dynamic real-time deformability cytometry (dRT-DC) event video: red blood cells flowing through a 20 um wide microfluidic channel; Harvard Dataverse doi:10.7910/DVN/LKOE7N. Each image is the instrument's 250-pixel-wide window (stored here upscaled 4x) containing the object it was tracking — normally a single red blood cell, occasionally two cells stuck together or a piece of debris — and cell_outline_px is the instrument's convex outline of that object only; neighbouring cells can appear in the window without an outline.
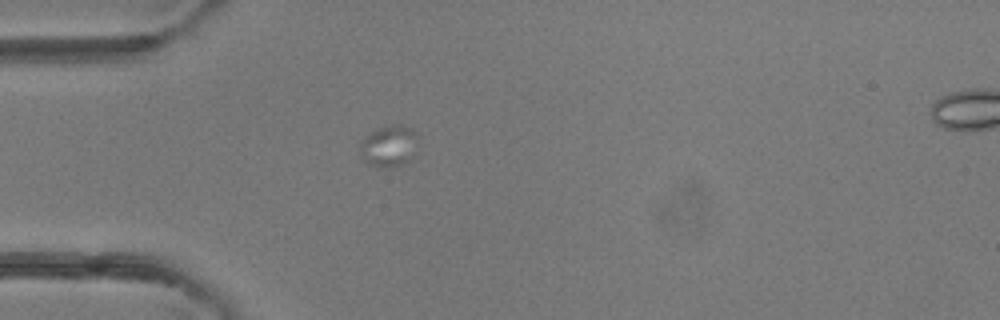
{"species": "common noctule bat (a hibernating species)", "species_latin": "Nyctalus noctula", "temperature_condition": "room temperature", "stored_images_in_passage": 10, "camera_frame_rate_fps": 3000, "um_per_image_px": 0.085, "animal": {"sex": "female"}, "frame": {"image": 1, "passage_image": 1, "time_ms": 0.0, "image_size_px": [1000, 320], "cell_outline_px": [[416, 136], [412, 156], [404, 164], [388, 168], [376, 168], [360, 160], [360, 140], [364, 136], [376, 128], [392, 124], [400, 124], [412, 128]], "centroid_in_image_um": [32.96, 12.42], "position_along_channel_um": 52.0, "area_um2": 14.28}}
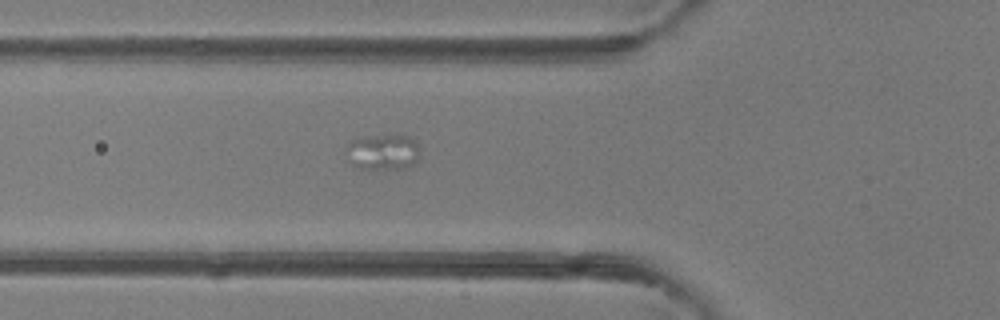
{"frame": {"image": 2, "passage_image": 5, "time_ms": 1.333, "image_size_px": [1000, 320], "cell_outline_px": [[420, 160], [408, 168], [360, 168], [352, 164], [348, 148], [348, 144], [352, 140], [364, 136], [408, 136], [416, 140], [420, 148]], "centroid_in_image_um": [32.66, 12.92], "position_along_channel_um": 93.1, "area_um2": 15.14}}
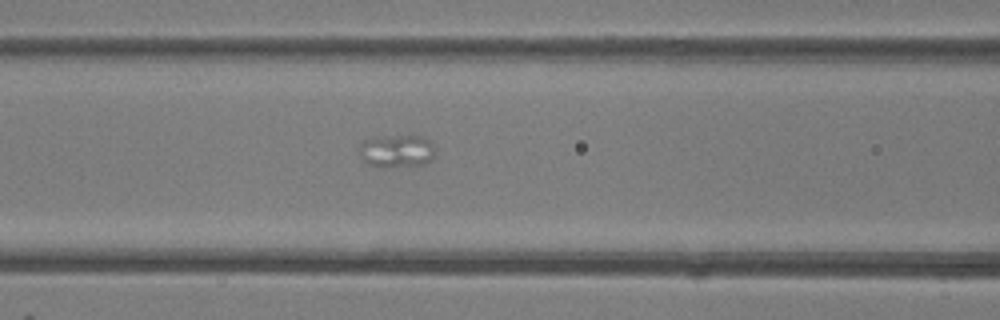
{"frame": {"image": 3, "passage_image": 8, "time_ms": 2.333, "image_size_px": [1000, 320], "cell_outline_px": [[436, 152], [424, 164], [384, 168], [368, 164], [364, 160], [360, 152], [360, 144], [364, 140], [372, 136], [424, 136], [436, 148]], "centroid_in_image_um": [33.71, 12.82], "position_along_channel_um": 132.9, "area_um2": 14.57}}